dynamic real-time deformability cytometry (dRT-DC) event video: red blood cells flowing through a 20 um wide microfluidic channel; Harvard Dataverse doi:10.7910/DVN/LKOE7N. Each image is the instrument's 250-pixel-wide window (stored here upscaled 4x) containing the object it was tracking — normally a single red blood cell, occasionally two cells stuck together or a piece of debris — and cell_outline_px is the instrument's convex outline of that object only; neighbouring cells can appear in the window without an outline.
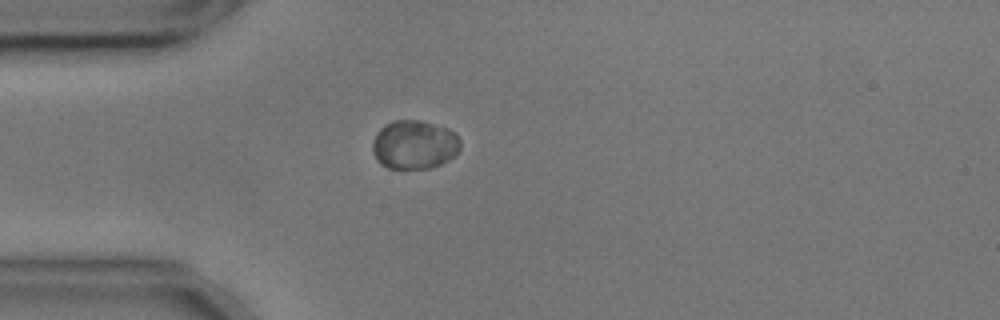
{"species": "common noctule bat (a hibernating species)", "species_latin": "Nyctalus noctula", "temperature_condition": "cold", "stored_images_in_passage": 42, "camera_frame_rate_fps": 3000, "um_per_image_px": 0.085, "animal": {"sex": "male", "body_mass_g": 17.9, "forearm_length_mm": 54.2}, "frame": {"image": 1, "passage_image": 1, "time_ms": 0.0, "image_size_px": [1000, 320], "cell_outline_px": [[460, 148], [448, 160], [440, 164], [428, 168], [388, 168], [380, 164], [376, 160], [372, 152], [372, 144], [376, 132], [380, 128], [396, 120], [420, 120], [448, 128], [460, 140]], "centroid_in_image_um": [35.18, 12.3], "position_along_channel_um": 49.8, "area_um2": 24.85}}
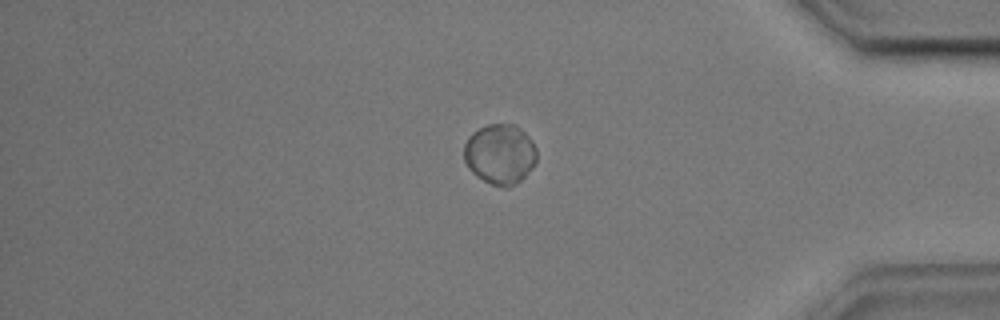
{"frame": {"image": 2, "passage_image": 33, "time_ms": 10.667, "image_size_px": [1000, 320], "cell_outline_px": [[536, 160], [532, 168], [516, 184], [504, 188], [492, 184], [476, 176], [468, 168], [464, 160], [464, 144], [468, 136], [472, 132], [488, 124], [516, 124], [532, 140], [536, 148]], "centroid_in_image_um": [42.49, 13.09], "position_along_channel_um": 392.7, "area_um2": 25.61}}
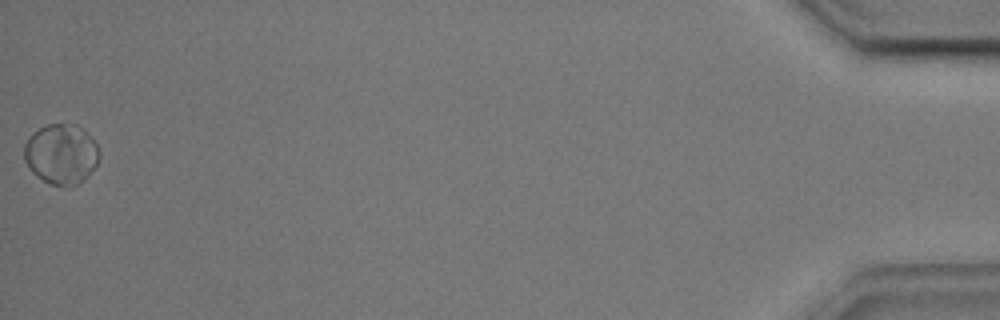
{"frame": {"image": 3, "passage_image": 42, "time_ms": 13.667, "image_size_px": [1000, 320], "cell_outline_px": [[100, 156], [96, 164], [84, 180], [80, 184], [68, 188], [52, 184], [36, 176], [32, 172], [24, 160], [24, 144], [32, 132], [48, 124], [76, 124], [84, 128], [96, 144], [100, 152]], "centroid_in_image_um": [5.21, 13.1], "position_along_channel_um": 430.0, "area_um2": 26.65}, "authors_computed_cell_mechanics": {"area_um2": 25.4031, "velocity_mm_per_s": 3.547, "shape_relaxation_time_tau1_ms": 2.7985, "shape_relaxation_time_tau2_ms": null, "deformation_change_tau1": 0.0361, "deformation_change_tau2": null}}